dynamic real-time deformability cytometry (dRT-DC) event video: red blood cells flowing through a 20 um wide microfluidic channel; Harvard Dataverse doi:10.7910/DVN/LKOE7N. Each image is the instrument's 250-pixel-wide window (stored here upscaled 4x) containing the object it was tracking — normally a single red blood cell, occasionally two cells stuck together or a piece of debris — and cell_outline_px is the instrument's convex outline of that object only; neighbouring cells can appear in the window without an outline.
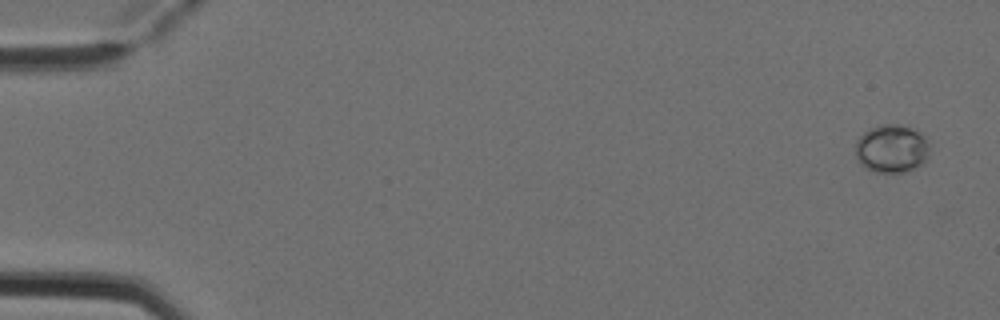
{"species": "Egyptian fruit bat (a non-hibernating species)", "species_latin": "Rousettus aegyptiacus", "temperature_condition": "cold", "stored_images_in_passage": 3, "camera_frame_rate_fps": 3000, "um_per_image_px": 0.085, "animal": {"sex": "female"}, "frame": {"image": 1, "passage_image": 1, "time_ms": 0.0, "image_size_px": [1000, 320], "cell_outline_px": [[928, 156], [924, 164], [908, 172], [872, 172], [864, 168], [860, 164], [856, 156], [856, 140], [868, 128], [880, 124], [900, 124], [912, 128], [920, 132], [924, 136], [928, 144]], "centroid_in_image_um": [75.78, 12.64], "position_along_channel_um": 9.2, "area_um2": 21.21}}